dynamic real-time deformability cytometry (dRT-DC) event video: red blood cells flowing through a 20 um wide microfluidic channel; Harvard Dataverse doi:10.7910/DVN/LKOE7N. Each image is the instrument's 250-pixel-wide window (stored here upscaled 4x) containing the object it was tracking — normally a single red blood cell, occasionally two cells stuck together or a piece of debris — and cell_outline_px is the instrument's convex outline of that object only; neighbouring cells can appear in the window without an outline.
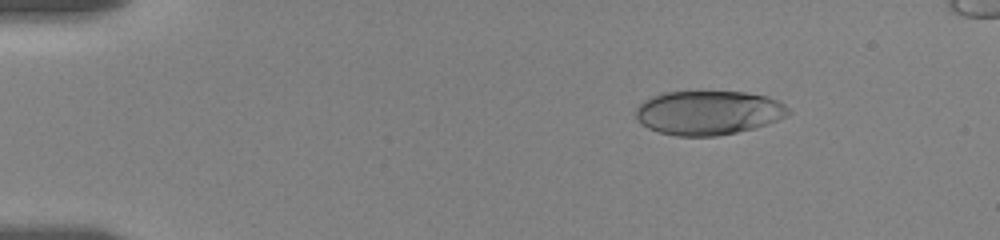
{"species": "human", "species_latin": "Homo sapiens", "temperature_condition": "room temperature", "stored_images_in_passage": 26, "camera_frame_rate_fps": 3000, "um_per_image_px": 0.085, "donor": {"sex": "female"}, "frame": {"image": 1, "passage_image": 8, "time_ms": 2.333, "image_size_px": [1000, 240], "cell_outline_px": [[792, 112], [788, 116], [752, 128], [736, 132], [716, 136], [676, 136], [660, 132], [648, 128], [640, 124], [636, 116], [636, 108], [644, 100], [652, 96], [664, 92], [744, 92], [768, 96], [784, 104]], "centroid_in_image_um": [60.2, 9.58], "position_along_channel_um": 24.8, "area_um2": 39.13}}
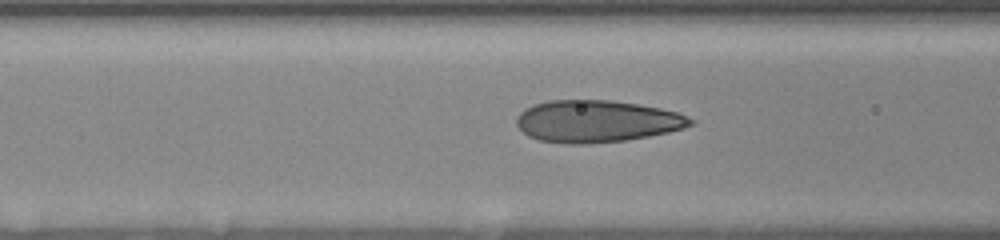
{"frame": {"image": 2, "passage_image": 23, "time_ms": 7.333, "image_size_px": [1000, 240], "cell_outline_px": [[696, 120], [692, 124], [684, 128], [668, 132], [648, 136], [624, 140], [588, 144], [568, 144], [540, 140], [528, 136], [516, 124], [516, 116], [524, 108], [532, 104], [548, 100], [608, 100], [640, 104], [660, 108], [676, 112], [688, 116]], "centroid_in_image_um": [50.71, 10.3], "position_along_channel_um": 115.9, "area_um2": 42.77}}
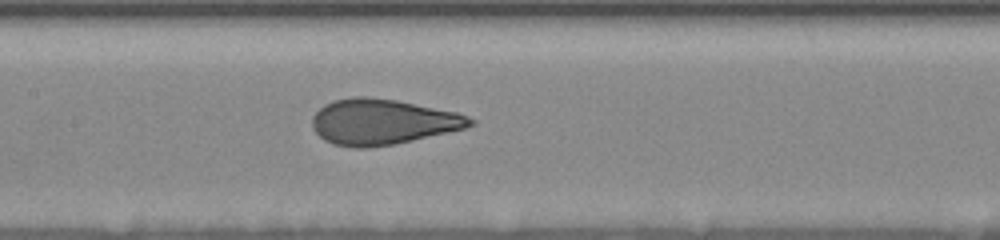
{"frame": {"image": 3, "passage_image": 26, "time_ms": 8.333, "image_size_px": [1000, 240], "cell_outline_px": [[476, 124], [464, 128], [412, 140], [392, 144], [368, 148], [356, 148], [332, 144], [324, 140], [312, 128], [312, 116], [324, 104], [336, 100], [352, 96], [368, 96], [396, 100], [456, 112], [468, 116], [476, 120]], "centroid_in_image_um": [32.48, 10.35], "position_along_channel_um": 174.9, "area_um2": 41.79}}